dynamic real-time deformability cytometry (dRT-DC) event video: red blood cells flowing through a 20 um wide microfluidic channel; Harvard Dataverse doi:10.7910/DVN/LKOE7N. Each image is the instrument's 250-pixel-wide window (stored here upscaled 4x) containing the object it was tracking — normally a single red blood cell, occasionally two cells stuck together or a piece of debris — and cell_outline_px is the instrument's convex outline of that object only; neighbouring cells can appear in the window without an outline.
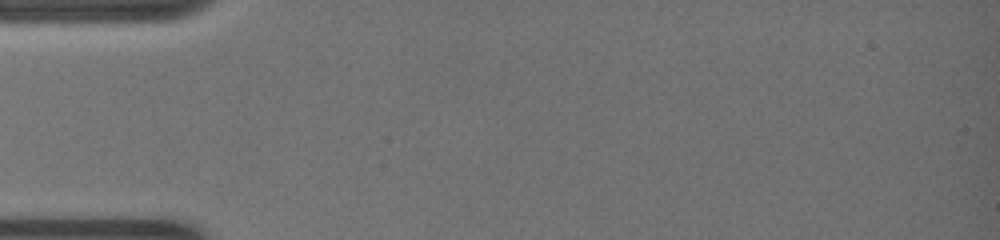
{"species": "common noctule bat (a hibernating species)", "species_latin": "Nyctalus noctula", "temperature_condition": "warm", "stored_images_in_passage": 5, "camera_frame_rate_fps": 3000, "um_per_image_px": 0.085, "animal": {"sex": "female", "body_mass_g": 19.0, "forearm_length_mm": 51.5}, "frame": {"image": 1, "passage_image": 1, "time_ms": 0.0, "image_size_px": [1000, 240], "cell_outline_px": [[156, 188], [112, 192], [44, 192], [12, 188], [12, 184], [32, 180], [136, 180], [156, 184]], "centroid_in_image_um": [7.08, 15.79], "position_along_channel_um": 77.9, "area_um2": 10.81}}